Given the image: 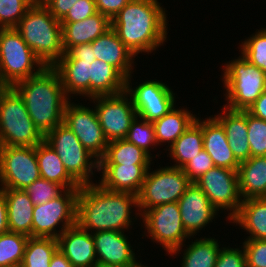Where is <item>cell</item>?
<instances>
[{"mask_svg":"<svg viewBox=\"0 0 266 267\" xmlns=\"http://www.w3.org/2000/svg\"><path fill=\"white\" fill-rule=\"evenodd\" d=\"M137 207V195L110 191L100 184H85L77 196L76 224L83 230L122 231L131 225V206Z\"/></svg>","mask_w":266,"mask_h":267,"instance_id":"6da1fadb","label":"cell"},{"mask_svg":"<svg viewBox=\"0 0 266 267\" xmlns=\"http://www.w3.org/2000/svg\"><path fill=\"white\" fill-rule=\"evenodd\" d=\"M166 20L165 10L157 0H130L111 20V28L136 57L163 44Z\"/></svg>","mask_w":266,"mask_h":267,"instance_id":"7a4b0ae2","label":"cell"},{"mask_svg":"<svg viewBox=\"0 0 266 267\" xmlns=\"http://www.w3.org/2000/svg\"><path fill=\"white\" fill-rule=\"evenodd\" d=\"M12 88L23 99L29 116L44 136L63 123L64 110L70 99L53 67H45L39 74L17 82Z\"/></svg>","mask_w":266,"mask_h":267,"instance_id":"3957f363","label":"cell"},{"mask_svg":"<svg viewBox=\"0 0 266 267\" xmlns=\"http://www.w3.org/2000/svg\"><path fill=\"white\" fill-rule=\"evenodd\" d=\"M15 29L46 67H52L65 53L62 25L45 6L32 5Z\"/></svg>","mask_w":266,"mask_h":267,"instance_id":"277c9868","label":"cell"},{"mask_svg":"<svg viewBox=\"0 0 266 267\" xmlns=\"http://www.w3.org/2000/svg\"><path fill=\"white\" fill-rule=\"evenodd\" d=\"M43 140L23 99L12 87H4L0 91V146L35 147Z\"/></svg>","mask_w":266,"mask_h":267,"instance_id":"5b68a950","label":"cell"},{"mask_svg":"<svg viewBox=\"0 0 266 267\" xmlns=\"http://www.w3.org/2000/svg\"><path fill=\"white\" fill-rule=\"evenodd\" d=\"M45 67L15 28L0 30V83L4 87L33 77Z\"/></svg>","mask_w":266,"mask_h":267,"instance_id":"8992f818","label":"cell"},{"mask_svg":"<svg viewBox=\"0 0 266 267\" xmlns=\"http://www.w3.org/2000/svg\"><path fill=\"white\" fill-rule=\"evenodd\" d=\"M223 81L228 106L234 111H247L266 90V74L242 55L224 66Z\"/></svg>","mask_w":266,"mask_h":267,"instance_id":"52a82bcc","label":"cell"},{"mask_svg":"<svg viewBox=\"0 0 266 267\" xmlns=\"http://www.w3.org/2000/svg\"><path fill=\"white\" fill-rule=\"evenodd\" d=\"M44 140L55 150L68 174L80 186L91 183L89 178L93 175L92 169L98 170L99 161L94 159L64 123L49 131Z\"/></svg>","mask_w":266,"mask_h":267,"instance_id":"ba28073f","label":"cell"},{"mask_svg":"<svg viewBox=\"0 0 266 267\" xmlns=\"http://www.w3.org/2000/svg\"><path fill=\"white\" fill-rule=\"evenodd\" d=\"M147 171L141 189L137 194L139 214L155 206L178 202L191 184L183 168L164 167L149 173Z\"/></svg>","mask_w":266,"mask_h":267,"instance_id":"9c48e42d","label":"cell"},{"mask_svg":"<svg viewBox=\"0 0 266 267\" xmlns=\"http://www.w3.org/2000/svg\"><path fill=\"white\" fill-rule=\"evenodd\" d=\"M78 192L79 188L66 189L57 198L44 204L35 205L32 237L57 239L67 228L76 225ZM59 223H62L61 230L56 231Z\"/></svg>","mask_w":266,"mask_h":267,"instance_id":"30bf717a","label":"cell"},{"mask_svg":"<svg viewBox=\"0 0 266 267\" xmlns=\"http://www.w3.org/2000/svg\"><path fill=\"white\" fill-rule=\"evenodd\" d=\"M149 237L169 252L178 253L190 235L182 223L178 202L166 203L146 210L141 215Z\"/></svg>","mask_w":266,"mask_h":267,"instance_id":"8fae6325","label":"cell"},{"mask_svg":"<svg viewBox=\"0 0 266 267\" xmlns=\"http://www.w3.org/2000/svg\"><path fill=\"white\" fill-rule=\"evenodd\" d=\"M40 177L36 146H0L1 188L24 190Z\"/></svg>","mask_w":266,"mask_h":267,"instance_id":"7c38bea8","label":"cell"},{"mask_svg":"<svg viewBox=\"0 0 266 267\" xmlns=\"http://www.w3.org/2000/svg\"><path fill=\"white\" fill-rule=\"evenodd\" d=\"M195 183L218 211L219 209L230 210L229 220L238 213L243 199L239 191L236 170L214 166Z\"/></svg>","mask_w":266,"mask_h":267,"instance_id":"4fadbf2b","label":"cell"},{"mask_svg":"<svg viewBox=\"0 0 266 267\" xmlns=\"http://www.w3.org/2000/svg\"><path fill=\"white\" fill-rule=\"evenodd\" d=\"M96 113L102 127L104 136L108 142L126 139L131 122L137 113L132 100L124 91L117 95L95 96Z\"/></svg>","mask_w":266,"mask_h":267,"instance_id":"5bb4252c","label":"cell"},{"mask_svg":"<svg viewBox=\"0 0 266 267\" xmlns=\"http://www.w3.org/2000/svg\"><path fill=\"white\" fill-rule=\"evenodd\" d=\"M63 123L80 140L85 149L100 161L106 152V140L96 110L82 105L66 104Z\"/></svg>","mask_w":266,"mask_h":267,"instance_id":"9a60e30c","label":"cell"},{"mask_svg":"<svg viewBox=\"0 0 266 267\" xmlns=\"http://www.w3.org/2000/svg\"><path fill=\"white\" fill-rule=\"evenodd\" d=\"M129 79L131 78H126L125 92L131 96L137 117L154 122L174 108L175 97L167 84L146 81L133 90Z\"/></svg>","mask_w":266,"mask_h":267,"instance_id":"2e32d148","label":"cell"},{"mask_svg":"<svg viewBox=\"0 0 266 267\" xmlns=\"http://www.w3.org/2000/svg\"><path fill=\"white\" fill-rule=\"evenodd\" d=\"M98 267H137L135 253L124 232L98 231L92 234Z\"/></svg>","mask_w":266,"mask_h":267,"instance_id":"e0dca14e","label":"cell"},{"mask_svg":"<svg viewBox=\"0 0 266 267\" xmlns=\"http://www.w3.org/2000/svg\"><path fill=\"white\" fill-rule=\"evenodd\" d=\"M178 205L182 223L190 236H194L198 230L212 221L218 211L196 183H191L186 188Z\"/></svg>","mask_w":266,"mask_h":267,"instance_id":"ac0fdd59","label":"cell"},{"mask_svg":"<svg viewBox=\"0 0 266 267\" xmlns=\"http://www.w3.org/2000/svg\"><path fill=\"white\" fill-rule=\"evenodd\" d=\"M57 241L58 249L73 267H98L92 231L89 233L76 224L67 228Z\"/></svg>","mask_w":266,"mask_h":267,"instance_id":"d6986e66","label":"cell"},{"mask_svg":"<svg viewBox=\"0 0 266 267\" xmlns=\"http://www.w3.org/2000/svg\"><path fill=\"white\" fill-rule=\"evenodd\" d=\"M150 164H99L102 170L100 185L110 191L138 194L145 180Z\"/></svg>","mask_w":266,"mask_h":267,"instance_id":"ffe728a7","label":"cell"},{"mask_svg":"<svg viewBox=\"0 0 266 267\" xmlns=\"http://www.w3.org/2000/svg\"><path fill=\"white\" fill-rule=\"evenodd\" d=\"M90 44L96 59L112 65L125 78L132 76L131 69L135 55L123 44L112 28Z\"/></svg>","mask_w":266,"mask_h":267,"instance_id":"44dd1931","label":"cell"},{"mask_svg":"<svg viewBox=\"0 0 266 267\" xmlns=\"http://www.w3.org/2000/svg\"><path fill=\"white\" fill-rule=\"evenodd\" d=\"M203 147L215 166L238 170L240 163L234 157L222 124L215 118L202 121Z\"/></svg>","mask_w":266,"mask_h":267,"instance_id":"7402d4cb","label":"cell"},{"mask_svg":"<svg viewBox=\"0 0 266 267\" xmlns=\"http://www.w3.org/2000/svg\"><path fill=\"white\" fill-rule=\"evenodd\" d=\"M60 23L64 52H68L77 45L92 43L112 26L111 20L98 12L82 21Z\"/></svg>","mask_w":266,"mask_h":267,"instance_id":"603a6c76","label":"cell"},{"mask_svg":"<svg viewBox=\"0 0 266 267\" xmlns=\"http://www.w3.org/2000/svg\"><path fill=\"white\" fill-rule=\"evenodd\" d=\"M223 115L215 118L225 129L229 147L236 160L241 163L251 157L248 141L247 111H234L223 107Z\"/></svg>","mask_w":266,"mask_h":267,"instance_id":"cb8c5ba5","label":"cell"},{"mask_svg":"<svg viewBox=\"0 0 266 267\" xmlns=\"http://www.w3.org/2000/svg\"><path fill=\"white\" fill-rule=\"evenodd\" d=\"M5 193L10 232L32 237L34 204L25 190L0 188Z\"/></svg>","mask_w":266,"mask_h":267,"instance_id":"d4e9b609","label":"cell"},{"mask_svg":"<svg viewBox=\"0 0 266 267\" xmlns=\"http://www.w3.org/2000/svg\"><path fill=\"white\" fill-rule=\"evenodd\" d=\"M52 67L59 73L67 97L81 94L90 98L91 61L59 59Z\"/></svg>","mask_w":266,"mask_h":267,"instance_id":"484cf974","label":"cell"},{"mask_svg":"<svg viewBox=\"0 0 266 267\" xmlns=\"http://www.w3.org/2000/svg\"><path fill=\"white\" fill-rule=\"evenodd\" d=\"M237 173L243 200L266 197V156L250 157L241 162Z\"/></svg>","mask_w":266,"mask_h":267,"instance_id":"4316f807","label":"cell"},{"mask_svg":"<svg viewBox=\"0 0 266 267\" xmlns=\"http://www.w3.org/2000/svg\"><path fill=\"white\" fill-rule=\"evenodd\" d=\"M126 78L112 65L101 60L91 63L90 98L117 95L125 91Z\"/></svg>","mask_w":266,"mask_h":267,"instance_id":"83f0119b","label":"cell"},{"mask_svg":"<svg viewBox=\"0 0 266 267\" xmlns=\"http://www.w3.org/2000/svg\"><path fill=\"white\" fill-rule=\"evenodd\" d=\"M231 221L250 233L248 239L266 240V197L242 200L238 213Z\"/></svg>","mask_w":266,"mask_h":267,"instance_id":"f1b7e54d","label":"cell"},{"mask_svg":"<svg viewBox=\"0 0 266 267\" xmlns=\"http://www.w3.org/2000/svg\"><path fill=\"white\" fill-rule=\"evenodd\" d=\"M36 157L42 178L56 182L65 189L80 188L66 171L55 150L45 140L36 146Z\"/></svg>","mask_w":266,"mask_h":267,"instance_id":"f546056e","label":"cell"},{"mask_svg":"<svg viewBox=\"0 0 266 267\" xmlns=\"http://www.w3.org/2000/svg\"><path fill=\"white\" fill-rule=\"evenodd\" d=\"M203 146L202 121L196 118L168 148L171 153L170 156L176 161L173 167L183 168L192 158L204 150Z\"/></svg>","mask_w":266,"mask_h":267,"instance_id":"4dcf8cb0","label":"cell"},{"mask_svg":"<svg viewBox=\"0 0 266 267\" xmlns=\"http://www.w3.org/2000/svg\"><path fill=\"white\" fill-rule=\"evenodd\" d=\"M196 116L183 109L175 107L162 118L153 122L155 139L157 144L162 142L170 143V146L185 132L195 121Z\"/></svg>","mask_w":266,"mask_h":267,"instance_id":"1f68e13d","label":"cell"},{"mask_svg":"<svg viewBox=\"0 0 266 267\" xmlns=\"http://www.w3.org/2000/svg\"><path fill=\"white\" fill-rule=\"evenodd\" d=\"M151 156L126 139L108 142L104 157L99 164H150Z\"/></svg>","mask_w":266,"mask_h":267,"instance_id":"d6a6232c","label":"cell"},{"mask_svg":"<svg viewBox=\"0 0 266 267\" xmlns=\"http://www.w3.org/2000/svg\"><path fill=\"white\" fill-rule=\"evenodd\" d=\"M57 250L55 238L29 237L20 267H49Z\"/></svg>","mask_w":266,"mask_h":267,"instance_id":"836d02e7","label":"cell"},{"mask_svg":"<svg viewBox=\"0 0 266 267\" xmlns=\"http://www.w3.org/2000/svg\"><path fill=\"white\" fill-rule=\"evenodd\" d=\"M219 251L216 239H196L185 250L182 267H215Z\"/></svg>","mask_w":266,"mask_h":267,"instance_id":"e575fe53","label":"cell"},{"mask_svg":"<svg viewBox=\"0 0 266 267\" xmlns=\"http://www.w3.org/2000/svg\"><path fill=\"white\" fill-rule=\"evenodd\" d=\"M29 236L16 232L0 235V267L19 266L22 263Z\"/></svg>","mask_w":266,"mask_h":267,"instance_id":"d590c367","label":"cell"},{"mask_svg":"<svg viewBox=\"0 0 266 267\" xmlns=\"http://www.w3.org/2000/svg\"><path fill=\"white\" fill-rule=\"evenodd\" d=\"M242 56L266 74V29H262L240 45Z\"/></svg>","mask_w":266,"mask_h":267,"instance_id":"8d00e7d4","label":"cell"},{"mask_svg":"<svg viewBox=\"0 0 266 267\" xmlns=\"http://www.w3.org/2000/svg\"><path fill=\"white\" fill-rule=\"evenodd\" d=\"M140 119L141 122L136 116V118L131 122L126 140L135 144L137 147L151 155L149 153V148L151 145H157L154 125L153 122H149L142 118Z\"/></svg>","mask_w":266,"mask_h":267,"instance_id":"74e56055","label":"cell"},{"mask_svg":"<svg viewBox=\"0 0 266 267\" xmlns=\"http://www.w3.org/2000/svg\"><path fill=\"white\" fill-rule=\"evenodd\" d=\"M31 6V0H0L1 28H15Z\"/></svg>","mask_w":266,"mask_h":267,"instance_id":"f35d334b","label":"cell"},{"mask_svg":"<svg viewBox=\"0 0 266 267\" xmlns=\"http://www.w3.org/2000/svg\"><path fill=\"white\" fill-rule=\"evenodd\" d=\"M34 205L44 204L51 199L57 198L66 189L60 184L48 181L42 177L31 183L24 189Z\"/></svg>","mask_w":266,"mask_h":267,"instance_id":"ab89813d","label":"cell"},{"mask_svg":"<svg viewBox=\"0 0 266 267\" xmlns=\"http://www.w3.org/2000/svg\"><path fill=\"white\" fill-rule=\"evenodd\" d=\"M247 127L251 157L266 156V121L247 112Z\"/></svg>","mask_w":266,"mask_h":267,"instance_id":"60d3db41","label":"cell"},{"mask_svg":"<svg viewBox=\"0 0 266 267\" xmlns=\"http://www.w3.org/2000/svg\"><path fill=\"white\" fill-rule=\"evenodd\" d=\"M214 166L212 158L205 150H202L183 167V171L188 176L189 181L195 183L204 173Z\"/></svg>","mask_w":266,"mask_h":267,"instance_id":"b9f144b4","label":"cell"},{"mask_svg":"<svg viewBox=\"0 0 266 267\" xmlns=\"http://www.w3.org/2000/svg\"><path fill=\"white\" fill-rule=\"evenodd\" d=\"M243 248L247 267H266V240L246 239Z\"/></svg>","mask_w":266,"mask_h":267,"instance_id":"7bdbcfd3","label":"cell"},{"mask_svg":"<svg viewBox=\"0 0 266 267\" xmlns=\"http://www.w3.org/2000/svg\"><path fill=\"white\" fill-rule=\"evenodd\" d=\"M97 13L95 0H78L60 22L82 21Z\"/></svg>","mask_w":266,"mask_h":267,"instance_id":"ee69618b","label":"cell"},{"mask_svg":"<svg viewBox=\"0 0 266 267\" xmlns=\"http://www.w3.org/2000/svg\"><path fill=\"white\" fill-rule=\"evenodd\" d=\"M215 267H247L245 250L234 248L220 249Z\"/></svg>","mask_w":266,"mask_h":267,"instance_id":"f6af8a7d","label":"cell"},{"mask_svg":"<svg viewBox=\"0 0 266 267\" xmlns=\"http://www.w3.org/2000/svg\"><path fill=\"white\" fill-rule=\"evenodd\" d=\"M130 0H95L97 12L112 20Z\"/></svg>","mask_w":266,"mask_h":267,"instance_id":"bcb514c9","label":"cell"},{"mask_svg":"<svg viewBox=\"0 0 266 267\" xmlns=\"http://www.w3.org/2000/svg\"><path fill=\"white\" fill-rule=\"evenodd\" d=\"M60 59H80L83 61H91L92 63L96 60V57L93 53L92 45L90 43H85L72 47L68 52H65Z\"/></svg>","mask_w":266,"mask_h":267,"instance_id":"7dc6e473","label":"cell"},{"mask_svg":"<svg viewBox=\"0 0 266 267\" xmlns=\"http://www.w3.org/2000/svg\"><path fill=\"white\" fill-rule=\"evenodd\" d=\"M76 1L78 0H52L45 7L57 20L61 21Z\"/></svg>","mask_w":266,"mask_h":267,"instance_id":"c3c4849f","label":"cell"},{"mask_svg":"<svg viewBox=\"0 0 266 267\" xmlns=\"http://www.w3.org/2000/svg\"><path fill=\"white\" fill-rule=\"evenodd\" d=\"M252 116L266 121V90L247 110Z\"/></svg>","mask_w":266,"mask_h":267,"instance_id":"681fc988","label":"cell"},{"mask_svg":"<svg viewBox=\"0 0 266 267\" xmlns=\"http://www.w3.org/2000/svg\"><path fill=\"white\" fill-rule=\"evenodd\" d=\"M9 232L8 211L5 193L0 189V235Z\"/></svg>","mask_w":266,"mask_h":267,"instance_id":"f907efd6","label":"cell"},{"mask_svg":"<svg viewBox=\"0 0 266 267\" xmlns=\"http://www.w3.org/2000/svg\"><path fill=\"white\" fill-rule=\"evenodd\" d=\"M49 267H73L65 255L58 249L53 255Z\"/></svg>","mask_w":266,"mask_h":267,"instance_id":"816d5d0a","label":"cell"},{"mask_svg":"<svg viewBox=\"0 0 266 267\" xmlns=\"http://www.w3.org/2000/svg\"><path fill=\"white\" fill-rule=\"evenodd\" d=\"M52 0H31L32 5L34 6H46Z\"/></svg>","mask_w":266,"mask_h":267,"instance_id":"f5cc1de1","label":"cell"},{"mask_svg":"<svg viewBox=\"0 0 266 267\" xmlns=\"http://www.w3.org/2000/svg\"><path fill=\"white\" fill-rule=\"evenodd\" d=\"M4 88V86L0 83V91Z\"/></svg>","mask_w":266,"mask_h":267,"instance_id":"db71d44e","label":"cell"},{"mask_svg":"<svg viewBox=\"0 0 266 267\" xmlns=\"http://www.w3.org/2000/svg\"><path fill=\"white\" fill-rule=\"evenodd\" d=\"M137 267H146V266H144V265H142V264L140 263Z\"/></svg>","mask_w":266,"mask_h":267,"instance_id":"11a10c76","label":"cell"}]
</instances>
